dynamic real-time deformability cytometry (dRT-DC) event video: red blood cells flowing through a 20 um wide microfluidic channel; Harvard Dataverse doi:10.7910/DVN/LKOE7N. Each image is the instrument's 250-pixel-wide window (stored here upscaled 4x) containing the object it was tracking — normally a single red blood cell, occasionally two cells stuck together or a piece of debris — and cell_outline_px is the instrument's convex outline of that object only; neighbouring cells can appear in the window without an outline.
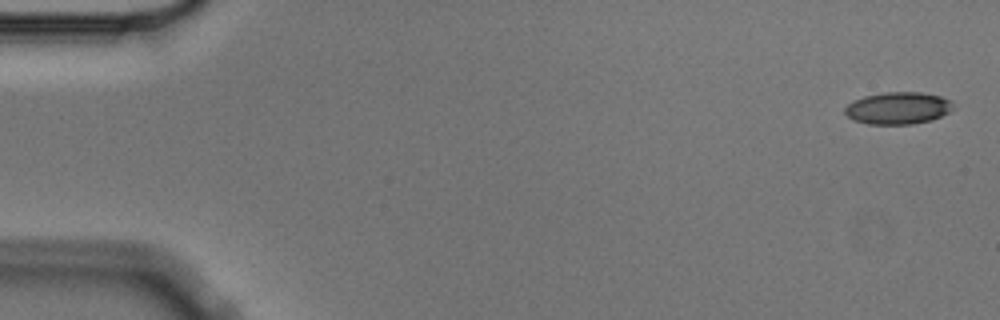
{"species": "Egyptian fruit bat (a non-hibernating species)", "species_latin": "Rousettus aegyptiacus", "temperature_condition": "cold", "stored_images_in_passage": 5, "camera_frame_rate_fps": 3000, "um_per_image_px": 0.085, "animal": {"sex": "male"}, "frame": {"image": 1, "passage_image": 1, "time_ms": 0.0, "image_size_px": [1000, 320], "cell_outline_px": [[952, 104], [948, 112], [932, 120], [912, 124], [868, 124], [852, 120], [844, 112], [844, 108], [852, 100], [864, 96], [884, 92], [920, 92], [940, 96], [952, 100]], "centroid_in_image_um": [76.28, 9.19], "position_along_channel_um": 8.7, "area_um2": 20.29}}
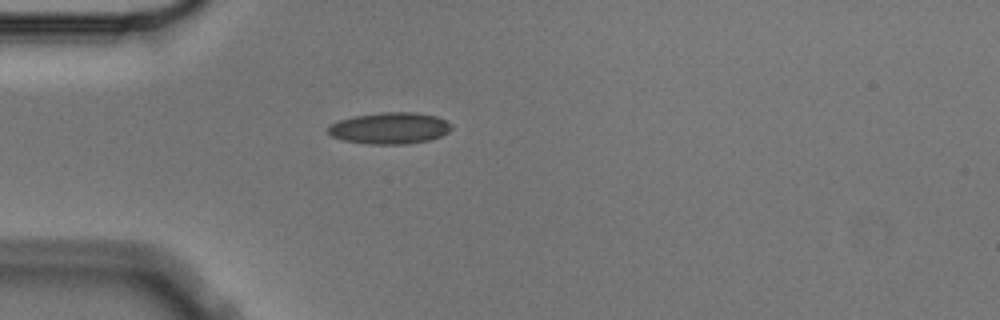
{"frame": {"image": 2, "passage_image": 5, "time_ms": 1.333, "image_size_px": [1000, 320], "cell_outline_px": [[452, 128], [448, 132], [440, 136], [428, 140], [404, 144], [368, 144], [344, 140], [332, 136], [328, 132], [328, 128], [332, 124], [340, 120], [356, 116], [380, 112], [416, 112], [436, 116], [452, 124]], "centroid_in_image_um": [33.15, 10.89], "position_along_channel_um": 51.8, "area_um2": 22.43}}